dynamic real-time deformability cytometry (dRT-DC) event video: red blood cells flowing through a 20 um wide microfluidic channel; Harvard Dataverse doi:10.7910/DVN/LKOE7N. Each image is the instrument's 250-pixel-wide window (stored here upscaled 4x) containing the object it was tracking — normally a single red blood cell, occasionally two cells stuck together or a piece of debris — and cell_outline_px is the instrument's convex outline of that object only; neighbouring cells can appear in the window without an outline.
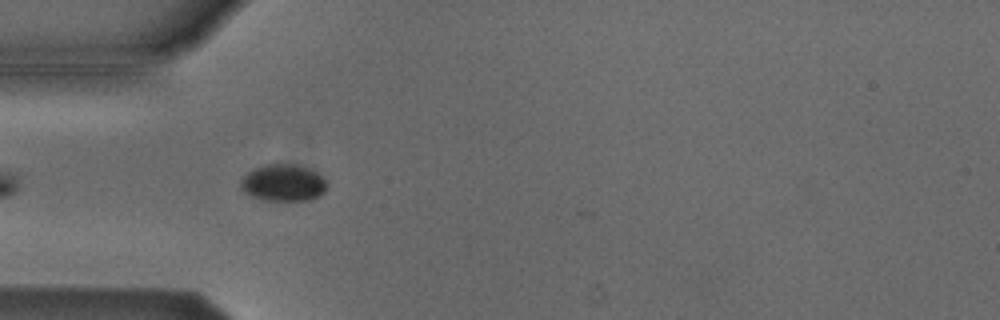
{"species": "Egyptian fruit bat (a non-hibernating species)", "species_latin": "Rousettus aegyptiacus", "temperature_condition": "cold", "stored_images_in_passage": 5, "camera_frame_rate_fps": 3000, "um_per_image_px": 0.085, "animal": {"sex": "male"}, "frame": {"image": 1, "passage_image": 4, "time_ms": 1.0, "image_size_px": [1000, 320], "cell_outline_px": [[328, 188], [320, 196], [308, 200], [264, 200], [248, 196], [240, 188], [240, 180], [248, 172], [256, 168], [268, 164], [296, 164], [308, 168], [316, 172], [328, 184]], "centroid_in_image_um": [24.07, 15.55], "position_along_channel_um": 60.9, "area_um2": 18.61}}
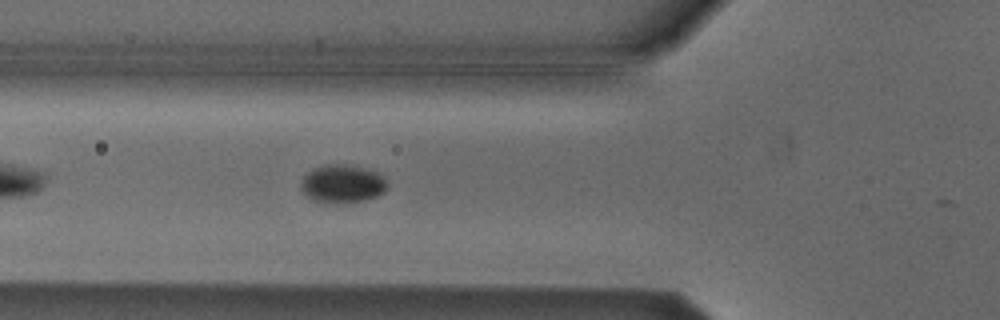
{"frame": {"image": 2, "passage_image": 5, "time_ms": 1.333, "image_size_px": [1000, 320], "cell_outline_px": [[388, 184], [384, 192], [376, 196], [364, 200], [332, 204], [312, 200], [304, 196], [300, 188], [300, 180], [308, 172], [324, 164], [348, 164], [364, 168], [376, 172]], "centroid_in_image_um": [29.04, 15.63], "position_along_channel_um": 96.8, "area_um2": 19.31}}